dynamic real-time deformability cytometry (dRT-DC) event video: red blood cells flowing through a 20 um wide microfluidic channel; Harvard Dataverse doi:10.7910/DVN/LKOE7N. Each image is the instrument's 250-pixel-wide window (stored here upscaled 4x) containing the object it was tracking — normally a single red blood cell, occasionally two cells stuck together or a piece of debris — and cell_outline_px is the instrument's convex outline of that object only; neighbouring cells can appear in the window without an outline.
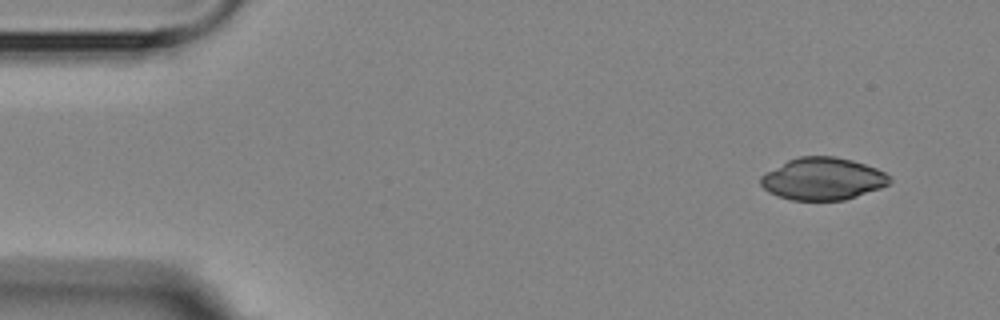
{"species": "Egyptian fruit bat (a non-hibernating species)", "species_latin": "Rousettus aegyptiacus", "temperature_condition": "room temperature", "stored_images_in_passage": 4, "camera_frame_rate_fps": 3000, "um_per_image_px": 0.085, "animal": {"sex": "female"}, "frame": {"image": 1, "passage_image": 1, "time_ms": 0.0, "image_size_px": [1000, 320], "cell_outline_px": [[892, 180], [888, 184], [880, 188], [844, 200], [792, 200], [768, 192], [760, 184], [760, 176], [788, 160], [800, 156], [836, 156], [852, 160], [876, 168], [892, 176]], "centroid_in_image_um": [69.95, 15.19], "position_along_channel_um": 15.1, "area_um2": 31.62}}
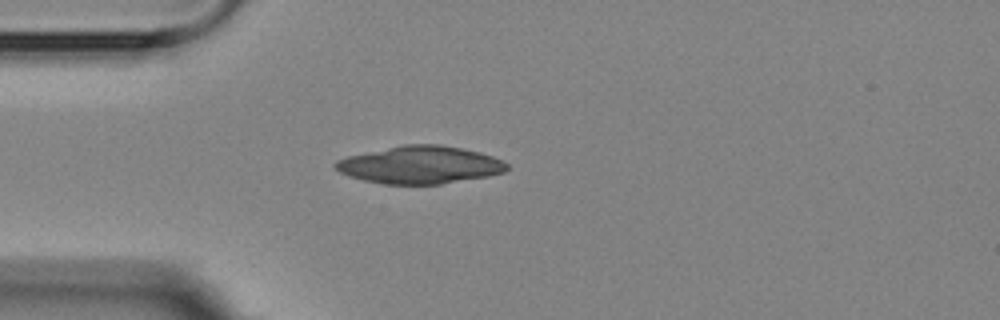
{"frame": {"image": 2, "passage_image": 4, "time_ms": 3.333, "image_size_px": [1000, 320], "cell_outline_px": [[508, 168], [504, 172], [488, 176], [440, 184], [384, 184], [364, 180], [348, 176], [340, 172], [332, 164], [336, 160], [348, 156], [404, 144], [440, 144], [480, 152], [492, 156], [508, 164]], "centroid_in_image_um": [35.69, 14.01], "position_along_channel_um": 49.3, "area_um2": 37.4}}